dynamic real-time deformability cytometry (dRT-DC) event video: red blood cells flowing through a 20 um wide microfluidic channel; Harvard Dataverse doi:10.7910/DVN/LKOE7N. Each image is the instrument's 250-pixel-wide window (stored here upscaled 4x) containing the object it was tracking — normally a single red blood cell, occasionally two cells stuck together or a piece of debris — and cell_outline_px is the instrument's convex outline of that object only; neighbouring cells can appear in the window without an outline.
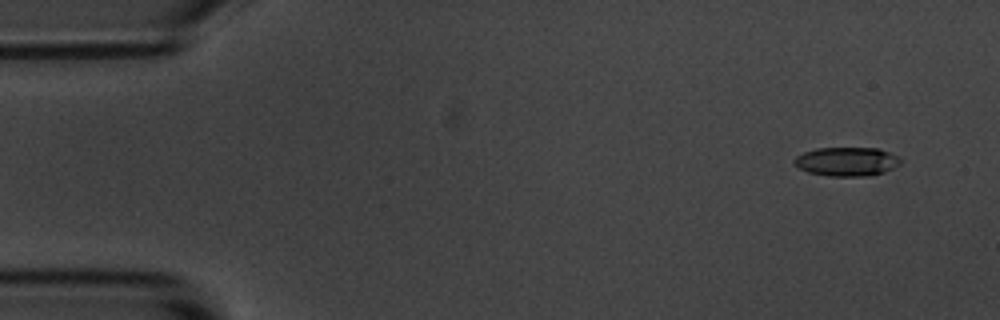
{"species": "common noctule bat (a hibernating species)", "species_latin": "Nyctalus noctula", "temperature_condition": "room temperature", "stored_images_in_passage": 5, "camera_frame_rate_fps": 3000, "um_per_image_px": 0.085, "animal": {"sex": "male", "body_mass_g": 20.1, "forearm_length_mm": 53.5}, "frame": {"image": 1, "passage_image": 1, "time_ms": 0.0, "image_size_px": [1000, 320], "cell_outline_px": [[900, 164], [884, 172], [872, 176], [828, 176], [808, 172], [800, 168], [792, 160], [796, 156], [804, 152], [816, 148], [880, 148], [900, 156]], "centroid_in_image_um": [72.0, 13.73], "position_along_channel_um": 13.0, "area_um2": 18.03}}
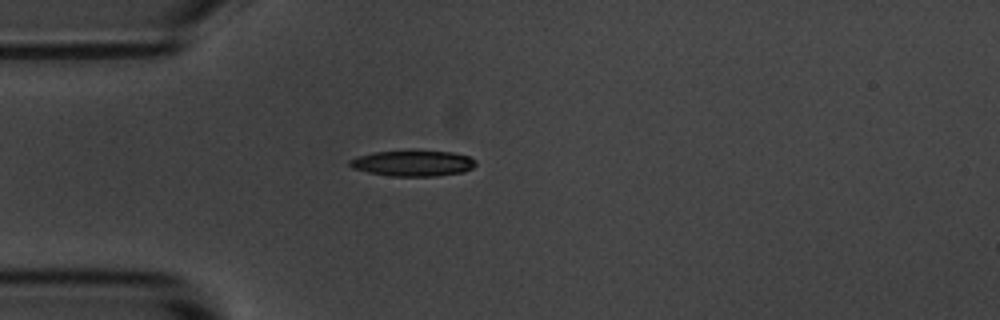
{"frame": {"image": 2, "passage_image": 4, "time_ms": 3.667, "image_size_px": [1000, 320], "cell_outline_px": [[476, 164], [472, 168], [464, 172], [436, 176], [392, 176], [368, 172], [352, 168], [348, 164], [348, 160], [356, 156], [372, 152], [412, 148], [416, 148], [452, 152], [468, 156], [476, 160]], "centroid_in_image_um": [35.08, 13.83], "position_along_channel_um": 49.9, "area_um2": 19.88}}